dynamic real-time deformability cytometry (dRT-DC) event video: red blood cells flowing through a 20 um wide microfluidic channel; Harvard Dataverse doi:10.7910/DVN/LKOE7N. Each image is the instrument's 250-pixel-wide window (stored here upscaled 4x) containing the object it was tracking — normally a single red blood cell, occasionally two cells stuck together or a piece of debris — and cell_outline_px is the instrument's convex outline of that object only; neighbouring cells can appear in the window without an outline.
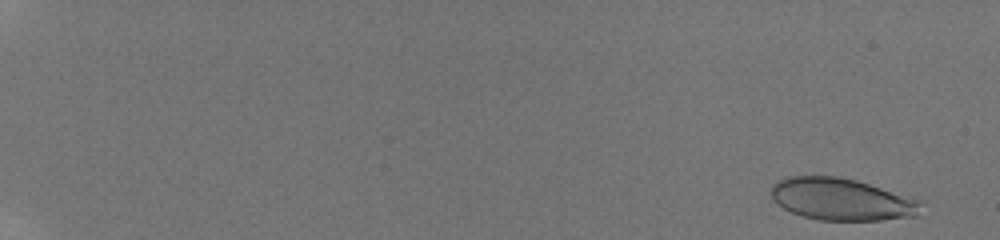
{"species": "human", "species_latin": "Homo sapiens", "temperature_condition": "room temperature", "stored_images_in_passage": 32, "camera_frame_rate_fps": 3000, "um_per_image_px": 0.085, "donor": {"sex": "male"}, "frame": {"image": 1, "passage_image": 2, "time_ms": 0.333, "image_size_px": [1000, 240], "cell_outline_px": [[920, 204], [916, 216], [880, 220], [820, 220], [800, 216], [776, 204], [772, 196], [772, 184], [776, 180], [784, 176], [840, 176], [856, 180], [920, 200]], "centroid_in_image_um": [71.46, 16.93], "position_along_channel_um": 13.5, "area_um2": 36.65}}
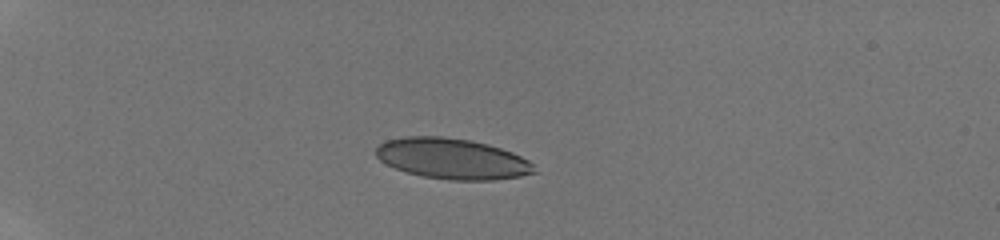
{"frame": {"image": 2, "passage_image": 19, "time_ms": 5.0, "image_size_px": [1000, 240], "cell_outline_px": [[540, 172], [520, 176], [492, 180], [448, 180], [424, 176], [408, 172], [396, 168], [380, 160], [376, 156], [376, 148], [380, 144], [388, 140], [404, 136], [440, 136], [472, 140], [488, 144], [512, 152], [528, 160]], "centroid_in_image_um": [38.47, 13.49], "position_along_channel_um": 46.5, "area_um2": 37.45}}
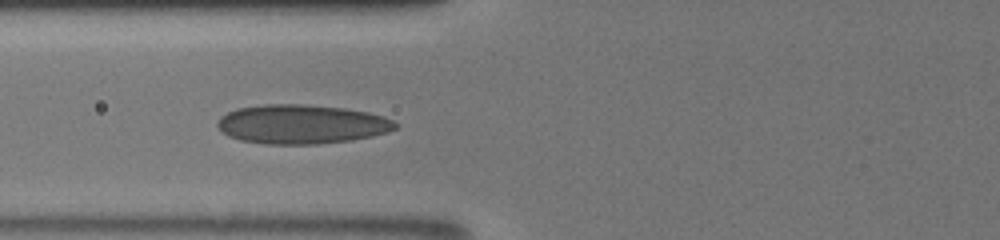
{"frame": {"image": 3, "passage_image": 31, "time_ms": 7.667, "image_size_px": [1000, 240], "cell_outline_px": [[396, 128], [388, 132], [372, 136], [352, 140], [316, 144], [264, 144], [240, 140], [228, 136], [216, 124], [220, 116], [236, 108], [264, 104], [304, 104], [344, 108], [368, 112], [384, 116], [392, 120], [396, 124]], "centroid_in_image_um": [25.62, 10.55], "position_along_channel_um": 100.2, "area_um2": 40.69}}